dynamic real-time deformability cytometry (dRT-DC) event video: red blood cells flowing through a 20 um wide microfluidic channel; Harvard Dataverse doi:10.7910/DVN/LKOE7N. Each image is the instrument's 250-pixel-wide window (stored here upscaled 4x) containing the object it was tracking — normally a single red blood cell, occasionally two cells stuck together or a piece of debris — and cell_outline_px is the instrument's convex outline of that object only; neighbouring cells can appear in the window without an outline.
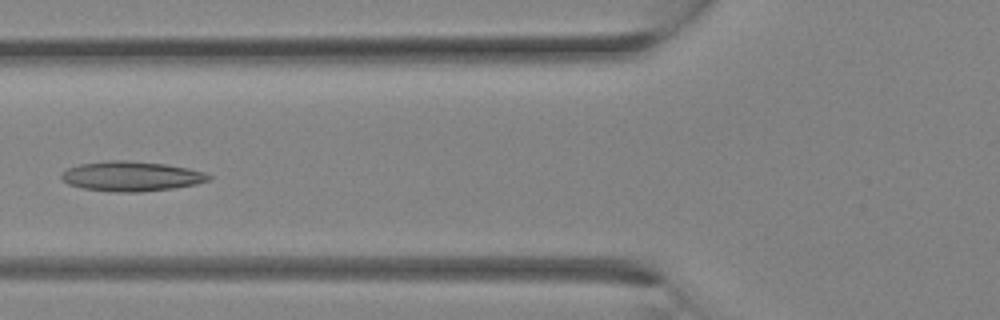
{"species": "Egyptian fruit bat (a non-hibernating species)", "species_latin": "Rousettus aegyptiacus", "temperature_condition": "room temperature", "stored_images_in_passage": 24, "camera_frame_rate_fps": 3000, "um_per_image_px": 0.085, "animal": {"sex": "female"}, "frame": {"image": 1, "passage_image": 13, "time_ms": 4.0, "image_size_px": [1000, 320], "cell_outline_px": [[212, 176], [208, 180], [196, 184], [172, 188], [140, 192], [108, 192], [84, 188], [68, 184], [60, 180], [60, 176], [68, 168], [80, 164], [108, 160], [124, 160], [164, 164], [188, 168], [204, 172]], "centroid_in_image_um": [11.13, 14.99], "position_along_channel_um": 114.7, "area_um2": 25.55}}
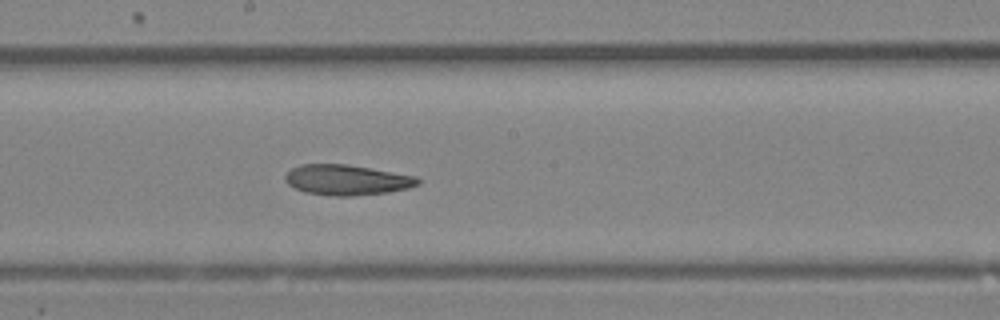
{"frame": {"image": 2, "passage_image": 18, "time_ms": 5.667, "image_size_px": [1000, 320], "cell_outline_px": [[420, 184], [408, 188], [388, 192], [352, 196], [332, 196], [304, 192], [288, 184], [284, 180], [284, 176], [292, 168], [300, 164], [348, 164], [416, 176], [420, 180]], "centroid_in_image_um": [29.47, 15.29], "position_along_channel_um": 218.7, "area_um2": 23.52}}
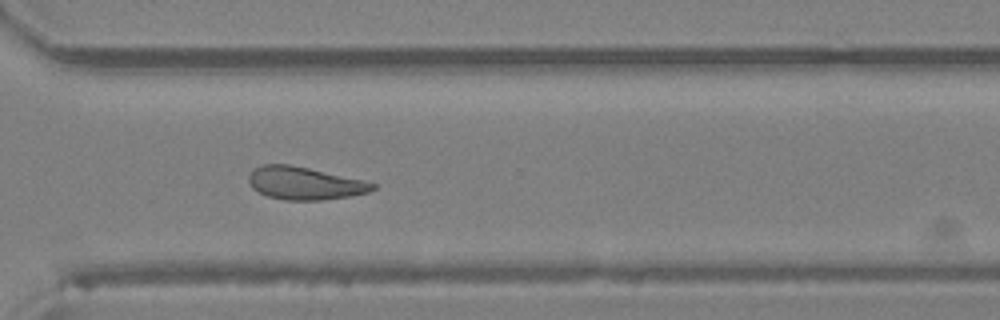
{"frame": {"image": 3, "passage_image": 24, "time_ms": 7.667, "image_size_px": [1000, 320], "cell_outline_px": [[376, 188], [368, 192], [348, 196], [320, 200], [284, 200], [268, 196], [252, 188], [248, 180], [248, 176], [252, 168], [264, 164], [288, 164], [308, 168], [364, 180], [376, 184]], "centroid_in_image_um": [25.86, 15.57], "position_along_channel_um": 344.7, "area_um2": 23.52}}